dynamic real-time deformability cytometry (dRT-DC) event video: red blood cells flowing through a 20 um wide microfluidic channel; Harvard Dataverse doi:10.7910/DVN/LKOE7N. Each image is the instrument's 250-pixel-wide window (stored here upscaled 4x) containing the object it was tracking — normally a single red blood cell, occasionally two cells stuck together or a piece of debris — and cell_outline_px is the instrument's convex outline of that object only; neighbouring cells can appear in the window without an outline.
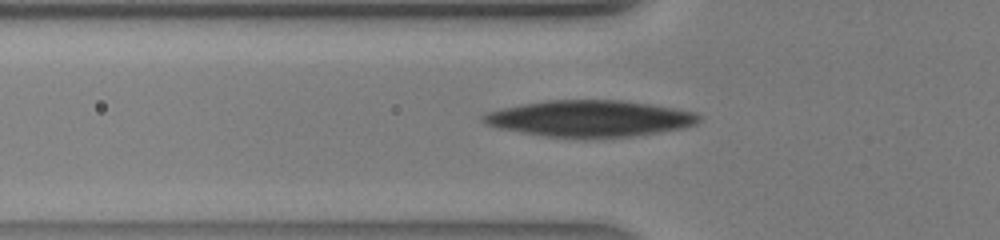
{"species": "human", "species_latin": "Homo sapiens", "temperature_condition": "warm", "stored_images_in_passage": 30, "camera_frame_rate_fps": 3000, "um_per_image_px": 0.085, "donor": {"sex": "male"}, "frame": {"image": 1, "passage_image": 6, "time_ms": 1.667, "image_size_px": [1000, 240], "cell_outline_px": [[700, 120], [696, 124], [680, 128], [632, 136], [588, 140], [584, 140], [544, 136], [500, 128], [488, 124], [480, 120], [480, 116], [488, 112], [504, 108], [524, 104], [548, 100], [620, 100], [652, 104], [696, 112], [700, 116]], "centroid_in_image_um": [50.14, 10.09], "position_along_channel_um": 75.7, "area_um2": 46.07}}
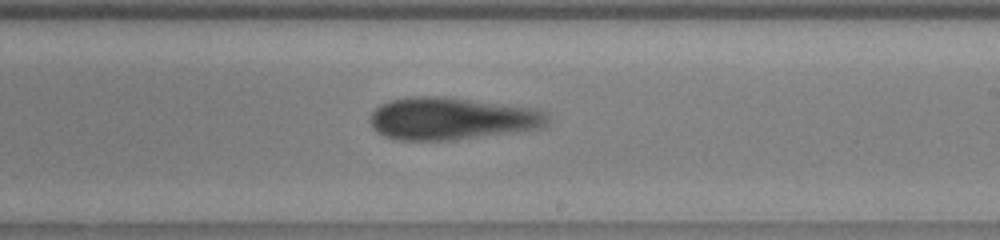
{"frame": {"image": 2, "passage_image": 17, "time_ms": 5.333, "image_size_px": [1000, 240], "cell_outline_px": [[548, 120], [540, 128], [456, 140], [400, 140], [384, 136], [376, 132], [372, 128], [368, 120], [372, 112], [380, 104], [388, 100], [412, 96], [436, 96], [532, 108], [540, 112]], "centroid_in_image_um": [38.24, 10.09], "position_along_channel_um": 250.8, "area_um2": 43.23}}
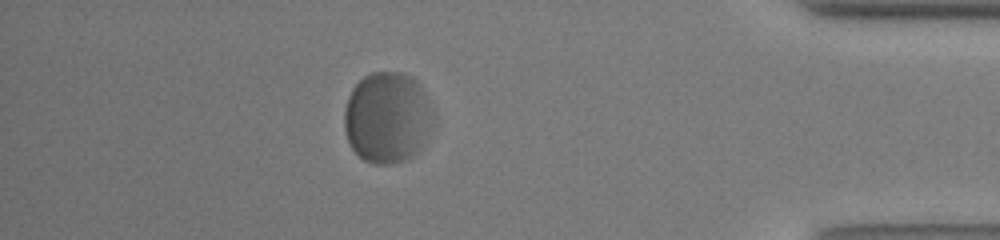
{"frame": {"image": 3, "passage_image": 29, "time_ms": 9.333, "image_size_px": [1000, 240], "cell_outline_px": [[436, 124], [416, 152], [408, 160], [388, 164], [372, 164], [364, 160], [352, 148], [348, 140], [344, 128], [344, 108], [348, 96], [352, 88], [364, 76], [372, 72], [404, 72], [412, 76], [420, 84], [432, 100], [436, 112]], "centroid_in_image_um": [32.99, 9.96], "position_along_channel_um": 402.2, "area_um2": 48.49}}